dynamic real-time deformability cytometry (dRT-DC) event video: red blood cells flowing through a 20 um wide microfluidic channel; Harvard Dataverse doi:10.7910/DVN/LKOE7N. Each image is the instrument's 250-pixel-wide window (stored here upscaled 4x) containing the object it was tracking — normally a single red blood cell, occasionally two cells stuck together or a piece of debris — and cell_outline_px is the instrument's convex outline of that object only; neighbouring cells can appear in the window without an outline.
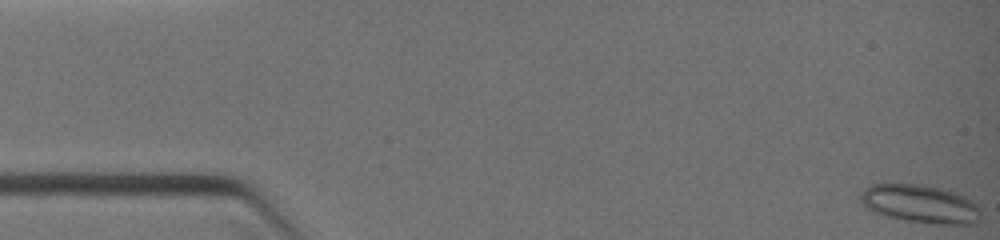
{"species": "common noctule bat (a hibernating species)", "species_latin": "Nyctalus noctula", "temperature_condition": "warm", "stored_images_in_passage": 8, "camera_frame_rate_fps": 3000, "um_per_image_px": 0.085, "animal": {"sex": "female", "body_mass_g": 19.0, "forearm_length_mm": 51.5}, "frame": {"image": 1, "passage_image": 1, "time_ms": 0.0, "image_size_px": [1000, 240], "cell_outline_px": [[980, 220], [972, 224], [940, 224], [904, 220], [888, 216], [876, 212], [868, 208], [860, 200], [860, 192], [864, 188], [872, 184], [924, 184], [956, 192], [972, 200], [980, 208]], "centroid_in_image_um": [78.25, 17.32], "position_along_channel_um": 6.8, "area_um2": 26.76}}
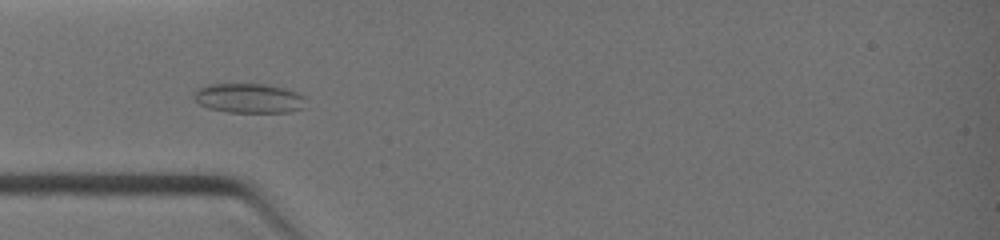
{"frame": {"image": 2, "passage_image": 7, "time_ms": 3.667, "image_size_px": [1000, 240], "cell_outline_px": [[308, 108], [292, 112], [228, 112], [208, 108], [200, 104], [192, 96], [196, 88], [208, 84], [264, 84], [284, 88], [296, 92], [304, 96]], "centroid_in_image_um": [21.19, 8.35], "position_along_channel_um": 63.8, "area_um2": 19.59}}